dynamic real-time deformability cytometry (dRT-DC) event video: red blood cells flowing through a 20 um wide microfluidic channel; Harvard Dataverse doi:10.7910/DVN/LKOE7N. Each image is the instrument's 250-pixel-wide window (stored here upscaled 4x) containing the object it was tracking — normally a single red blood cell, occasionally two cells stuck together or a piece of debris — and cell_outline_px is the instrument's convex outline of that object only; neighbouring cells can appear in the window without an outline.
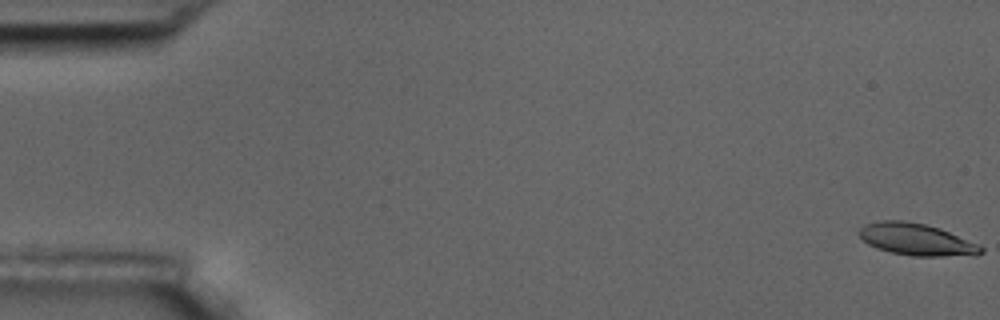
{"species": "common noctule bat (a hibernating species)", "species_latin": "Nyctalus noctula", "temperature_condition": "room temperature", "stored_images_in_passage": 6, "camera_frame_rate_fps": 3000, "um_per_image_px": 0.085, "animal": {"sex": "male", "body_mass_g": 17.5, "forearm_length_mm": 52.3}, "frame": {"image": 1, "passage_image": 1, "time_ms": 0.0, "image_size_px": [1000, 320], "cell_outline_px": [[984, 252], [976, 256], [912, 256], [892, 252], [876, 248], [868, 244], [856, 232], [864, 224], [880, 220], [904, 220], [924, 224], [940, 228], [980, 244], [984, 248]], "centroid_in_image_um": [77.94, 20.36], "position_along_channel_um": 7.1, "area_um2": 23.0}}
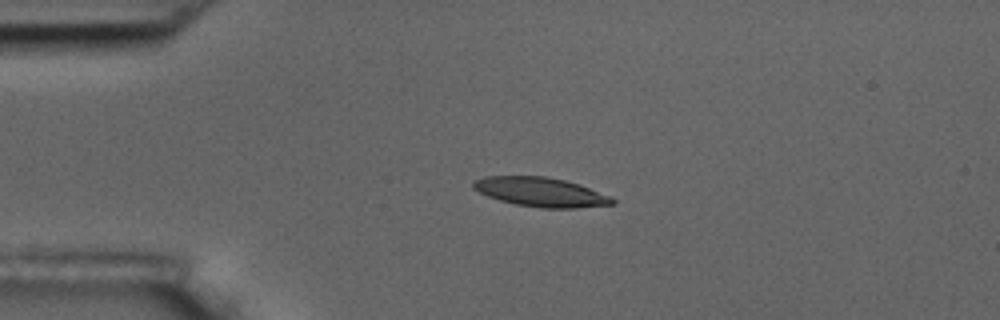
{"frame": {"image": 2, "passage_image": 5, "time_ms": 4.333, "image_size_px": [1000, 320], "cell_outline_px": [[616, 204], [576, 208], [540, 208], [516, 204], [500, 200], [488, 196], [472, 188], [472, 184], [476, 180], [484, 176], [544, 176], [564, 180], [580, 184], [608, 196], [616, 200]], "centroid_in_image_um": [45.97, 16.32], "position_along_channel_um": 39.0, "area_um2": 23.58}}